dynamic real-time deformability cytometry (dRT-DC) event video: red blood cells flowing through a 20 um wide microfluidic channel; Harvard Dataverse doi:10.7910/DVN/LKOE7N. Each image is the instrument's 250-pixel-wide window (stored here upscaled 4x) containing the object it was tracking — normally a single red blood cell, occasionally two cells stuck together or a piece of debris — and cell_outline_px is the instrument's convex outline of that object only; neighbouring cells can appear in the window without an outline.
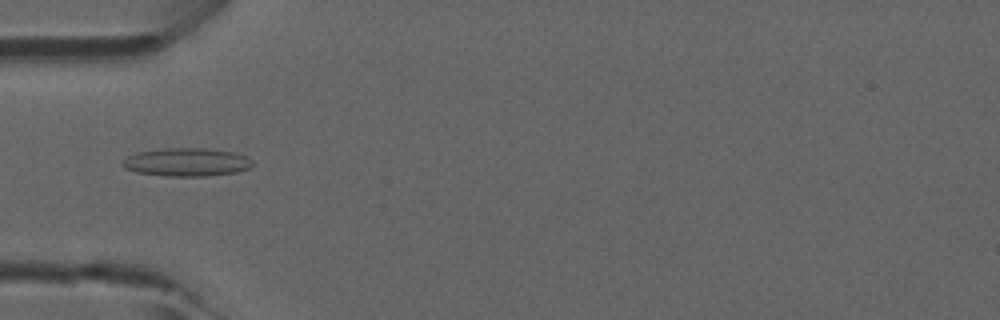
{"species": "common noctule bat (a hibernating species)", "species_latin": "Nyctalus noctula", "temperature_condition": "room temperature", "stored_images_in_passage": 4, "camera_frame_rate_fps": 3000, "um_per_image_px": 0.085, "animal": {"sex": "male", "forearm_length_mm": 52.5}, "frame": {"image": 1, "passage_image": 4, "time_ms": 1.0, "image_size_px": [1000, 320], "cell_outline_px": [[252, 164], [248, 168], [236, 172], [204, 176], [168, 176], [136, 172], [124, 168], [120, 164], [128, 156], [136, 152], [164, 148], [204, 148], [236, 152], [248, 156], [252, 160]], "centroid_in_image_um": [15.86, 13.77], "position_along_channel_um": 69.1, "area_um2": 21.44}}